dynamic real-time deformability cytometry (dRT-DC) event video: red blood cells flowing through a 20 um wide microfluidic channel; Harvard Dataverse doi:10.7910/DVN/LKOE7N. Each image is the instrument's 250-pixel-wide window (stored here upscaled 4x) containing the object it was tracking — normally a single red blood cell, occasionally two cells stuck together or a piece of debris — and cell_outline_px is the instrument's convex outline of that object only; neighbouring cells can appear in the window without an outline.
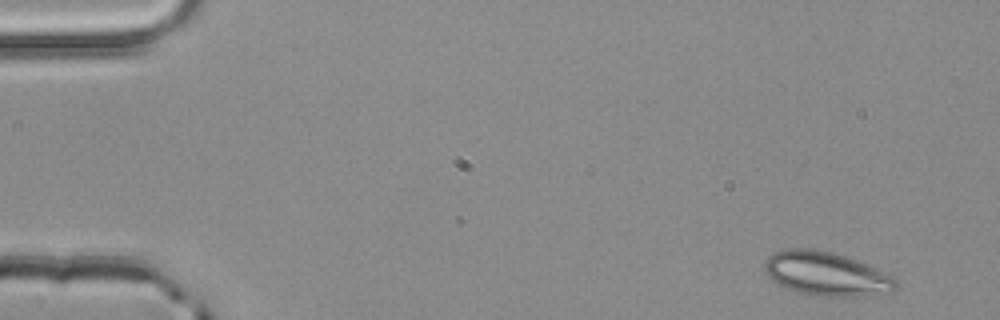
{"species": "common noctule bat (a hibernating species)", "species_latin": "Nyctalus noctula", "temperature_condition": "room temperature", "stored_images_in_passage": 38, "camera_frame_rate_fps": 3000, "um_per_image_px": 0.085, "animal": {"sex": "male", "body_mass_g": 20.4}, "frame": {"image": 1, "passage_image": 1, "time_ms": 0.0, "image_size_px": [1000, 320], "cell_outline_px": [[900, 288], [892, 292], [852, 296], [824, 296], [800, 292], [776, 284], [764, 272], [764, 260], [768, 256], [784, 248], [808, 248], [832, 252], [856, 260], [896, 276]], "centroid_in_image_um": [70.25, 23.26], "position_along_channel_um": 14.7, "area_um2": 33.7}}
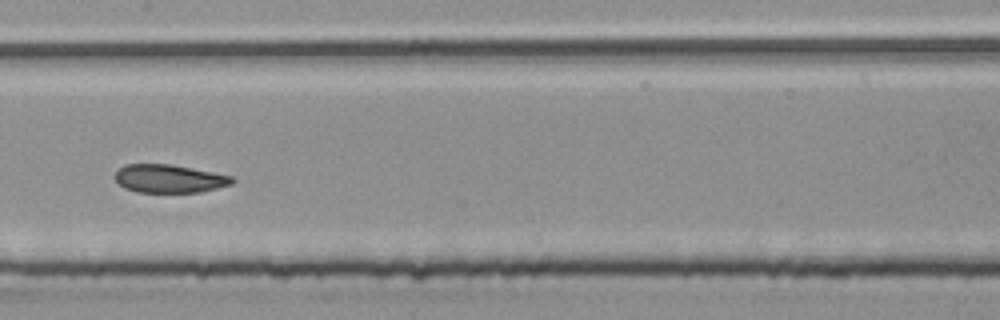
{"frame": {"image": 2, "passage_image": 24, "time_ms": 7.667, "image_size_px": [1000, 320], "cell_outline_px": [[236, 180], [232, 184], [200, 192], [136, 192], [124, 188], [116, 180], [116, 172], [124, 164], [172, 164], [232, 176]], "centroid_in_image_um": [14.39, 15.18], "position_along_channel_um": 193.0, "area_um2": 19.19}}
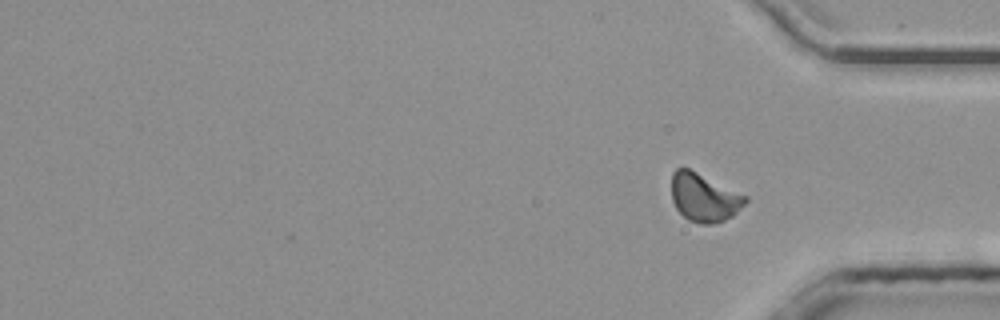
{"frame": {"image": 3, "passage_image": 38, "time_ms": 12.333, "image_size_px": [1000, 320], "cell_outline_px": [[748, 200], [732, 216], [724, 220], [712, 224], [700, 224], [688, 220], [676, 208], [672, 200], [672, 172], [676, 168], [688, 168], [748, 196]], "centroid_in_image_um": [59.84, 16.79], "position_along_channel_um": 375.4, "area_um2": 20.63}, "authors_computed_cell_mechanics": {"area_um2": 20.6635, "velocity_mm_per_s": 3.9984, "shape_relaxation_time_tau1_ms": 10.6639, "shape_relaxation_time_tau2_ms": 1.6922, "deformation_change_tau1": 0.1968, "deformation_change_tau2": 0.0673}}